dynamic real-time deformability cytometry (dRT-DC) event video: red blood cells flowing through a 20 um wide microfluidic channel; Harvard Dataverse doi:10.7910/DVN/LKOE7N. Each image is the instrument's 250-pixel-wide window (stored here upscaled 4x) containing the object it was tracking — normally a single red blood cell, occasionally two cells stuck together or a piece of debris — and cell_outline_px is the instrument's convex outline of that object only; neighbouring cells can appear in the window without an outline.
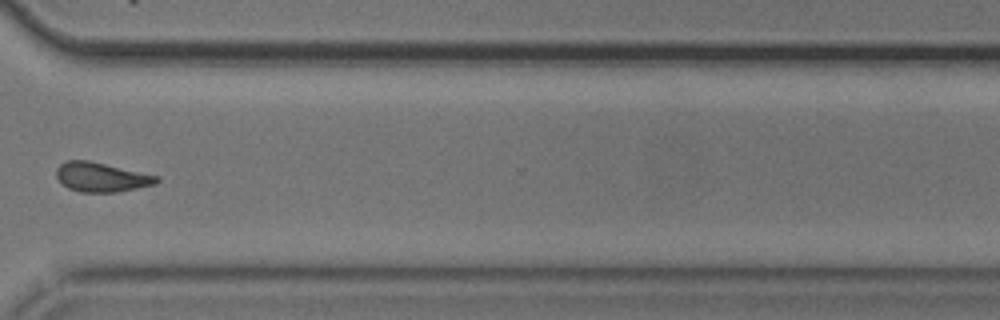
{"species": "common noctule bat (a hibernating species)", "species_latin": "Nyctalus noctula", "temperature_condition": "cold", "stored_images_in_passage": 15, "camera_frame_rate_fps": 3000, "um_per_image_px": 0.085, "animal": {"sex": "male", "body_mass_g": 20.5, "forearm_length_mm": 52.5}, "frame": {"image": 1, "passage_image": 11, "time_ms": 3.333, "image_size_px": [1000, 320], "cell_outline_px": [[160, 180], [156, 184], [116, 192], [80, 192], [68, 188], [56, 176], [56, 168], [64, 160], [88, 160], [160, 176]], "centroid_in_image_um": [8.62, 15.05], "position_along_channel_um": 362.0, "area_um2": 17.17}}
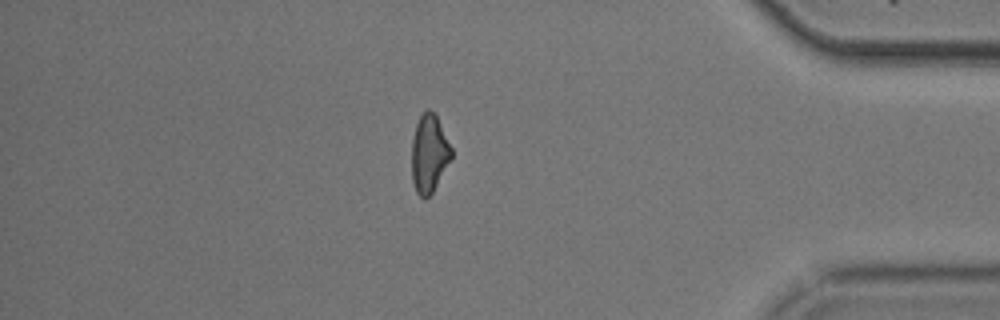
{"frame": {"image": 2, "passage_image": 15, "time_ms": 4.667, "image_size_px": [1000, 320], "cell_outline_px": [[452, 160], [432, 192], [424, 200], [416, 192], [412, 180], [412, 140], [416, 124], [420, 116], [428, 108], [436, 116], [452, 148]], "centroid_in_image_um": [36.48, 13.09], "position_along_channel_um": 398.7, "area_um2": 17.98}}